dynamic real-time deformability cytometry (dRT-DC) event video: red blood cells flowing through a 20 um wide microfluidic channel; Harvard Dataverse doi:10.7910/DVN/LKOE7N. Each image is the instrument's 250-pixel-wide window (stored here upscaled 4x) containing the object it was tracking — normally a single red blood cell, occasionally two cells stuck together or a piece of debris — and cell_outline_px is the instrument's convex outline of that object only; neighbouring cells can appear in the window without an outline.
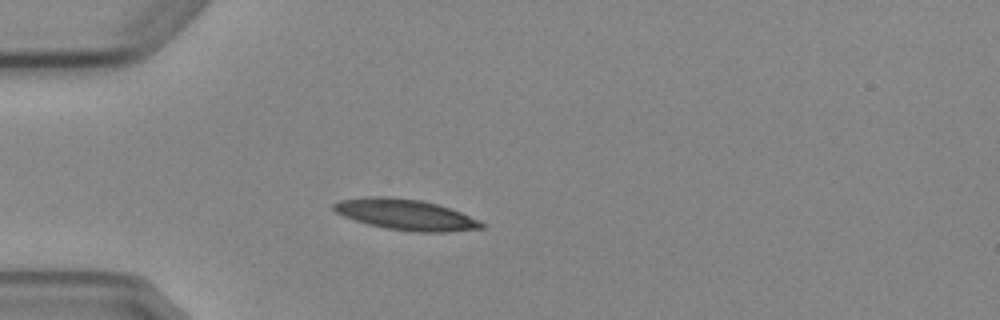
{"species": "Egyptian fruit bat (a non-hibernating species)", "species_latin": "Rousettus aegyptiacus", "temperature_condition": "cold", "stored_images_in_passage": 5, "camera_frame_rate_fps": 3000, "um_per_image_px": 0.085, "animal": {"sex": "female"}, "frame": {"image": 1, "passage_image": 5, "time_ms": 4.667, "image_size_px": [1000, 320], "cell_outline_px": [[488, 224], [484, 228], [448, 232], [420, 232], [388, 228], [368, 224], [344, 216], [336, 212], [332, 208], [332, 204], [340, 200], [368, 196], [388, 196], [420, 200], [452, 208]], "centroid_in_image_um": [34.52, 18.23], "position_along_channel_um": 50.5, "area_um2": 26.53}}